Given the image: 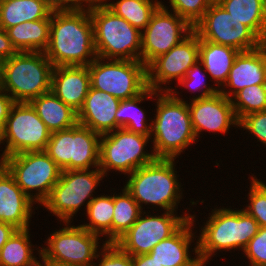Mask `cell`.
Masks as SVG:
<instances>
[{"mask_svg": "<svg viewBox=\"0 0 266 266\" xmlns=\"http://www.w3.org/2000/svg\"><path fill=\"white\" fill-rule=\"evenodd\" d=\"M177 90L178 87L155 94L156 113L153 114L150 136L153 147L150 149L156 158L177 159L186 149L198 143L187 100L181 94L183 90Z\"/></svg>", "mask_w": 266, "mask_h": 266, "instance_id": "cell-1", "label": "cell"}, {"mask_svg": "<svg viewBox=\"0 0 266 266\" xmlns=\"http://www.w3.org/2000/svg\"><path fill=\"white\" fill-rule=\"evenodd\" d=\"M53 66H88L96 57L93 25L86 7L52 12L49 44L44 51Z\"/></svg>", "mask_w": 266, "mask_h": 266, "instance_id": "cell-2", "label": "cell"}, {"mask_svg": "<svg viewBox=\"0 0 266 266\" xmlns=\"http://www.w3.org/2000/svg\"><path fill=\"white\" fill-rule=\"evenodd\" d=\"M215 206L210 209L211 213H207L204 224L198 226V255L203 266H207L209 260L218 257L217 254L222 251H230V254L237 250L243 252L260 228L257 221L241 207Z\"/></svg>", "mask_w": 266, "mask_h": 266, "instance_id": "cell-3", "label": "cell"}, {"mask_svg": "<svg viewBox=\"0 0 266 266\" xmlns=\"http://www.w3.org/2000/svg\"><path fill=\"white\" fill-rule=\"evenodd\" d=\"M175 162L178 163L176 159L156 158L126 176L124 187L143 211L146 205L155 212L178 211L185 190Z\"/></svg>", "mask_w": 266, "mask_h": 266, "instance_id": "cell-4", "label": "cell"}, {"mask_svg": "<svg viewBox=\"0 0 266 266\" xmlns=\"http://www.w3.org/2000/svg\"><path fill=\"white\" fill-rule=\"evenodd\" d=\"M97 57L140 61L141 31L117 16L102 0H89Z\"/></svg>", "mask_w": 266, "mask_h": 266, "instance_id": "cell-5", "label": "cell"}, {"mask_svg": "<svg viewBox=\"0 0 266 266\" xmlns=\"http://www.w3.org/2000/svg\"><path fill=\"white\" fill-rule=\"evenodd\" d=\"M53 68L44 52H17L0 62V88L14 102H30L50 92Z\"/></svg>", "mask_w": 266, "mask_h": 266, "instance_id": "cell-6", "label": "cell"}, {"mask_svg": "<svg viewBox=\"0 0 266 266\" xmlns=\"http://www.w3.org/2000/svg\"><path fill=\"white\" fill-rule=\"evenodd\" d=\"M106 176L99 168L62 170L60 179L42 204L46 211L57 217L59 222H72L81 209L86 211L95 198V190L104 183ZM104 179V181H102ZM83 207V208H82Z\"/></svg>", "mask_w": 266, "mask_h": 266, "instance_id": "cell-7", "label": "cell"}, {"mask_svg": "<svg viewBox=\"0 0 266 266\" xmlns=\"http://www.w3.org/2000/svg\"><path fill=\"white\" fill-rule=\"evenodd\" d=\"M148 143H151L150 136L136 134L125 128L101 135L99 169L107 179L112 171L126 177L156 159L153 151L147 150Z\"/></svg>", "mask_w": 266, "mask_h": 266, "instance_id": "cell-8", "label": "cell"}, {"mask_svg": "<svg viewBox=\"0 0 266 266\" xmlns=\"http://www.w3.org/2000/svg\"><path fill=\"white\" fill-rule=\"evenodd\" d=\"M5 163L16 184L35 205L42 208L60 179L62 169L45 151L14 154L5 157Z\"/></svg>", "mask_w": 266, "mask_h": 266, "instance_id": "cell-9", "label": "cell"}, {"mask_svg": "<svg viewBox=\"0 0 266 266\" xmlns=\"http://www.w3.org/2000/svg\"><path fill=\"white\" fill-rule=\"evenodd\" d=\"M71 223L60 222L61 228L48 234L44 242L46 245L41 246V253L51 264L94 266L96 255L105 243L104 239Z\"/></svg>", "mask_w": 266, "mask_h": 266, "instance_id": "cell-10", "label": "cell"}, {"mask_svg": "<svg viewBox=\"0 0 266 266\" xmlns=\"http://www.w3.org/2000/svg\"><path fill=\"white\" fill-rule=\"evenodd\" d=\"M51 132L29 102H15L0 132V154L5 158L29 151H45Z\"/></svg>", "mask_w": 266, "mask_h": 266, "instance_id": "cell-11", "label": "cell"}, {"mask_svg": "<svg viewBox=\"0 0 266 266\" xmlns=\"http://www.w3.org/2000/svg\"><path fill=\"white\" fill-rule=\"evenodd\" d=\"M92 88L125 100L141 94L147 86V67L141 61L96 57L89 65Z\"/></svg>", "mask_w": 266, "mask_h": 266, "instance_id": "cell-12", "label": "cell"}, {"mask_svg": "<svg viewBox=\"0 0 266 266\" xmlns=\"http://www.w3.org/2000/svg\"><path fill=\"white\" fill-rule=\"evenodd\" d=\"M101 135L80 124L51 133L45 152L62 170L99 168Z\"/></svg>", "mask_w": 266, "mask_h": 266, "instance_id": "cell-13", "label": "cell"}, {"mask_svg": "<svg viewBox=\"0 0 266 266\" xmlns=\"http://www.w3.org/2000/svg\"><path fill=\"white\" fill-rule=\"evenodd\" d=\"M185 209L188 211L182 212L181 215L177 214L178 212L160 211L156 214L154 211L151 213L144 210L130 229L115 243L131 256L148 254L154 246L173 235L191 218L189 210L193 208L188 206Z\"/></svg>", "mask_w": 266, "mask_h": 266, "instance_id": "cell-14", "label": "cell"}, {"mask_svg": "<svg viewBox=\"0 0 266 266\" xmlns=\"http://www.w3.org/2000/svg\"><path fill=\"white\" fill-rule=\"evenodd\" d=\"M199 39L232 47L240 52L258 48L263 42L244 24L214 2L193 27Z\"/></svg>", "mask_w": 266, "mask_h": 266, "instance_id": "cell-15", "label": "cell"}, {"mask_svg": "<svg viewBox=\"0 0 266 266\" xmlns=\"http://www.w3.org/2000/svg\"><path fill=\"white\" fill-rule=\"evenodd\" d=\"M197 61L199 36L193 30L180 43L147 66V86L158 92H170L173 88L170 86L172 81H177V84Z\"/></svg>", "mask_w": 266, "mask_h": 266, "instance_id": "cell-16", "label": "cell"}, {"mask_svg": "<svg viewBox=\"0 0 266 266\" xmlns=\"http://www.w3.org/2000/svg\"><path fill=\"white\" fill-rule=\"evenodd\" d=\"M193 27L176 13L160 5L141 32L140 61L147 67L158 56L185 39Z\"/></svg>", "mask_w": 266, "mask_h": 266, "instance_id": "cell-17", "label": "cell"}, {"mask_svg": "<svg viewBox=\"0 0 266 266\" xmlns=\"http://www.w3.org/2000/svg\"><path fill=\"white\" fill-rule=\"evenodd\" d=\"M193 131L197 140L203 137V133L228 134L230 128L239 129V121L235 115L231 99L220 92L187 101ZM233 127V128H232ZM202 132V133H201Z\"/></svg>", "mask_w": 266, "mask_h": 266, "instance_id": "cell-18", "label": "cell"}, {"mask_svg": "<svg viewBox=\"0 0 266 266\" xmlns=\"http://www.w3.org/2000/svg\"><path fill=\"white\" fill-rule=\"evenodd\" d=\"M195 214L194 212L173 235L154 246L148 253L152 259L162 266H203L198 255V230L195 228L200 223L196 224L198 219Z\"/></svg>", "mask_w": 266, "mask_h": 266, "instance_id": "cell-19", "label": "cell"}, {"mask_svg": "<svg viewBox=\"0 0 266 266\" xmlns=\"http://www.w3.org/2000/svg\"><path fill=\"white\" fill-rule=\"evenodd\" d=\"M34 204L5 169L0 174V221L18 230L28 229L32 215L39 209Z\"/></svg>", "mask_w": 266, "mask_h": 266, "instance_id": "cell-20", "label": "cell"}, {"mask_svg": "<svg viewBox=\"0 0 266 266\" xmlns=\"http://www.w3.org/2000/svg\"><path fill=\"white\" fill-rule=\"evenodd\" d=\"M259 84H266L265 43L256 49L239 52L219 92L231 99L245 87Z\"/></svg>", "mask_w": 266, "mask_h": 266, "instance_id": "cell-21", "label": "cell"}, {"mask_svg": "<svg viewBox=\"0 0 266 266\" xmlns=\"http://www.w3.org/2000/svg\"><path fill=\"white\" fill-rule=\"evenodd\" d=\"M120 99L90 86L80 110L77 112L78 124L90 128L99 135L116 130V111Z\"/></svg>", "mask_w": 266, "mask_h": 266, "instance_id": "cell-22", "label": "cell"}, {"mask_svg": "<svg viewBox=\"0 0 266 266\" xmlns=\"http://www.w3.org/2000/svg\"><path fill=\"white\" fill-rule=\"evenodd\" d=\"M88 66H55L50 91L76 112L82 107L90 88Z\"/></svg>", "mask_w": 266, "mask_h": 266, "instance_id": "cell-23", "label": "cell"}, {"mask_svg": "<svg viewBox=\"0 0 266 266\" xmlns=\"http://www.w3.org/2000/svg\"><path fill=\"white\" fill-rule=\"evenodd\" d=\"M239 52L229 46L199 39V61L210 76L209 81L218 89L225 84Z\"/></svg>", "mask_w": 266, "mask_h": 266, "instance_id": "cell-24", "label": "cell"}, {"mask_svg": "<svg viewBox=\"0 0 266 266\" xmlns=\"http://www.w3.org/2000/svg\"><path fill=\"white\" fill-rule=\"evenodd\" d=\"M155 91L147 87L141 94L131 99L121 100L116 111V129L125 128L130 132L143 136H151L152 117L147 119L148 111L140 103L155 102ZM143 108V109H142ZM149 121V123H148Z\"/></svg>", "mask_w": 266, "mask_h": 266, "instance_id": "cell-25", "label": "cell"}, {"mask_svg": "<svg viewBox=\"0 0 266 266\" xmlns=\"http://www.w3.org/2000/svg\"><path fill=\"white\" fill-rule=\"evenodd\" d=\"M29 103L51 133L67 130L78 124L77 112L51 91L32 99Z\"/></svg>", "mask_w": 266, "mask_h": 266, "instance_id": "cell-26", "label": "cell"}, {"mask_svg": "<svg viewBox=\"0 0 266 266\" xmlns=\"http://www.w3.org/2000/svg\"><path fill=\"white\" fill-rule=\"evenodd\" d=\"M50 24L51 15L17 24L6 32L17 52H44L49 44Z\"/></svg>", "mask_w": 266, "mask_h": 266, "instance_id": "cell-27", "label": "cell"}, {"mask_svg": "<svg viewBox=\"0 0 266 266\" xmlns=\"http://www.w3.org/2000/svg\"><path fill=\"white\" fill-rule=\"evenodd\" d=\"M218 3L266 43V0H220Z\"/></svg>", "mask_w": 266, "mask_h": 266, "instance_id": "cell-28", "label": "cell"}, {"mask_svg": "<svg viewBox=\"0 0 266 266\" xmlns=\"http://www.w3.org/2000/svg\"><path fill=\"white\" fill-rule=\"evenodd\" d=\"M51 13L39 0H0V27L7 30L26 21L47 19Z\"/></svg>", "mask_w": 266, "mask_h": 266, "instance_id": "cell-29", "label": "cell"}, {"mask_svg": "<svg viewBox=\"0 0 266 266\" xmlns=\"http://www.w3.org/2000/svg\"><path fill=\"white\" fill-rule=\"evenodd\" d=\"M114 210V191L109 195L101 193L87 206L84 215H86L87 222L79 224L91 233L105 238V243H111V222L113 219Z\"/></svg>", "mask_w": 266, "mask_h": 266, "instance_id": "cell-30", "label": "cell"}, {"mask_svg": "<svg viewBox=\"0 0 266 266\" xmlns=\"http://www.w3.org/2000/svg\"><path fill=\"white\" fill-rule=\"evenodd\" d=\"M30 230H17L8 239L0 251V266H26L41 253V247L30 240Z\"/></svg>", "mask_w": 266, "mask_h": 266, "instance_id": "cell-31", "label": "cell"}, {"mask_svg": "<svg viewBox=\"0 0 266 266\" xmlns=\"http://www.w3.org/2000/svg\"><path fill=\"white\" fill-rule=\"evenodd\" d=\"M122 189V190H121ZM114 192V210L111 222V243H115L137 221L143 210L123 186Z\"/></svg>", "mask_w": 266, "mask_h": 266, "instance_id": "cell-32", "label": "cell"}, {"mask_svg": "<svg viewBox=\"0 0 266 266\" xmlns=\"http://www.w3.org/2000/svg\"><path fill=\"white\" fill-rule=\"evenodd\" d=\"M117 16L124 18L141 32L149 24L152 14L161 5V0H102ZM110 1V2H109Z\"/></svg>", "mask_w": 266, "mask_h": 266, "instance_id": "cell-33", "label": "cell"}, {"mask_svg": "<svg viewBox=\"0 0 266 266\" xmlns=\"http://www.w3.org/2000/svg\"><path fill=\"white\" fill-rule=\"evenodd\" d=\"M231 101L238 121L248 114L266 111V84L247 86L237 92Z\"/></svg>", "mask_w": 266, "mask_h": 266, "instance_id": "cell-34", "label": "cell"}, {"mask_svg": "<svg viewBox=\"0 0 266 266\" xmlns=\"http://www.w3.org/2000/svg\"><path fill=\"white\" fill-rule=\"evenodd\" d=\"M209 79V75L205 71L202 63L200 61H197L186 73L185 77L182 78L177 85L173 88L182 87L185 88L183 90H189L191 91V94L198 93V95H194L190 98H188L190 101L201 99L203 97L211 96L219 92V89L217 87H214L215 85H211L207 83V78ZM196 91V92H195ZM198 91V92H197Z\"/></svg>", "mask_w": 266, "mask_h": 266, "instance_id": "cell-35", "label": "cell"}, {"mask_svg": "<svg viewBox=\"0 0 266 266\" xmlns=\"http://www.w3.org/2000/svg\"><path fill=\"white\" fill-rule=\"evenodd\" d=\"M249 181V192L247 196V204L241 208L244 209L250 216H252L260 227H266V182L260 180L254 176V173L248 175Z\"/></svg>", "mask_w": 266, "mask_h": 266, "instance_id": "cell-36", "label": "cell"}, {"mask_svg": "<svg viewBox=\"0 0 266 266\" xmlns=\"http://www.w3.org/2000/svg\"><path fill=\"white\" fill-rule=\"evenodd\" d=\"M166 3L170 5L166 6L167 4L161 1L165 9H170L169 11L176 13L194 27L214 2L213 0H169Z\"/></svg>", "mask_w": 266, "mask_h": 266, "instance_id": "cell-37", "label": "cell"}, {"mask_svg": "<svg viewBox=\"0 0 266 266\" xmlns=\"http://www.w3.org/2000/svg\"><path fill=\"white\" fill-rule=\"evenodd\" d=\"M95 261L94 266H133L132 256L116 243H104Z\"/></svg>", "mask_w": 266, "mask_h": 266, "instance_id": "cell-38", "label": "cell"}, {"mask_svg": "<svg viewBox=\"0 0 266 266\" xmlns=\"http://www.w3.org/2000/svg\"><path fill=\"white\" fill-rule=\"evenodd\" d=\"M249 132L252 139H256L261 146H266V111L248 114L239 121V129Z\"/></svg>", "mask_w": 266, "mask_h": 266, "instance_id": "cell-39", "label": "cell"}, {"mask_svg": "<svg viewBox=\"0 0 266 266\" xmlns=\"http://www.w3.org/2000/svg\"><path fill=\"white\" fill-rule=\"evenodd\" d=\"M241 256L248 260L247 265H266V227H260L258 233L249 241L241 252Z\"/></svg>", "mask_w": 266, "mask_h": 266, "instance_id": "cell-40", "label": "cell"}, {"mask_svg": "<svg viewBox=\"0 0 266 266\" xmlns=\"http://www.w3.org/2000/svg\"><path fill=\"white\" fill-rule=\"evenodd\" d=\"M51 12L75 11L87 6L89 0H39Z\"/></svg>", "mask_w": 266, "mask_h": 266, "instance_id": "cell-41", "label": "cell"}, {"mask_svg": "<svg viewBox=\"0 0 266 266\" xmlns=\"http://www.w3.org/2000/svg\"><path fill=\"white\" fill-rule=\"evenodd\" d=\"M17 53L6 30L0 27V62L9 59Z\"/></svg>", "mask_w": 266, "mask_h": 266, "instance_id": "cell-42", "label": "cell"}, {"mask_svg": "<svg viewBox=\"0 0 266 266\" xmlns=\"http://www.w3.org/2000/svg\"><path fill=\"white\" fill-rule=\"evenodd\" d=\"M14 103L13 99L0 88V132L5 127L10 108Z\"/></svg>", "mask_w": 266, "mask_h": 266, "instance_id": "cell-43", "label": "cell"}, {"mask_svg": "<svg viewBox=\"0 0 266 266\" xmlns=\"http://www.w3.org/2000/svg\"><path fill=\"white\" fill-rule=\"evenodd\" d=\"M18 229L14 226L3 223L0 221V251L1 248L6 244L8 239L17 231Z\"/></svg>", "mask_w": 266, "mask_h": 266, "instance_id": "cell-44", "label": "cell"}, {"mask_svg": "<svg viewBox=\"0 0 266 266\" xmlns=\"http://www.w3.org/2000/svg\"><path fill=\"white\" fill-rule=\"evenodd\" d=\"M133 266H162L157 260L152 259L149 254L132 256Z\"/></svg>", "mask_w": 266, "mask_h": 266, "instance_id": "cell-45", "label": "cell"}, {"mask_svg": "<svg viewBox=\"0 0 266 266\" xmlns=\"http://www.w3.org/2000/svg\"><path fill=\"white\" fill-rule=\"evenodd\" d=\"M38 256L39 258L38 257L34 258L26 266H51V263L42 253H39Z\"/></svg>", "mask_w": 266, "mask_h": 266, "instance_id": "cell-46", "label": "cell"}, {"mask_svg": "<svg viewBox=\"0 0 266 266\" xmlns=\"http://www.w3.org/2000/svg\"><path fill=\"white\" fill-rule=\"evenodd\" d=\"M6 169L5 158L0 154V174Z\"/></svg>", "mask_w": 266, "mask_h": 266, "instance_id": "cell-47", "label": "cell"}, {"mask_svg": "<svg viewBox=\"0 0 266 266\" xmlns=\"http://www.w3.org/2000/svg\"><path fill=\"white\" fill-rule=\"evenodd\" d=\"M265 75H266V43H265Z\"/></svg>", "mask_w": 266, "mask_h": 266, "instance_id": "cell-48", "label": "cell"}, {"mask_svg": "<svg viewBox=\"0 0 266 266\" xmlns=\"http://www.w3.org/2000/svg\"><path fill=\"white\" fill-rule=\"evenodd\" d=\"M248 266H266V265L254 264V265H248Z\"/></svg>", "mask_w": 266, "mask_h": 266, "instance_id": "cell-49", "label": "cell"}, {"mask_svg": "<svg viewBox=\"0 0 266 266\" xmlns=\"http://www.w3.org/2000/svg\"><path fill=\"white\" fill-rule=\"evenodd\" d=\"M51 266H63V265L51 264Z\"/></svg>", "mask_w": 266, "mask_h": 266, "instance_id": "cell-50", "label": "cell"}]
</instances>
